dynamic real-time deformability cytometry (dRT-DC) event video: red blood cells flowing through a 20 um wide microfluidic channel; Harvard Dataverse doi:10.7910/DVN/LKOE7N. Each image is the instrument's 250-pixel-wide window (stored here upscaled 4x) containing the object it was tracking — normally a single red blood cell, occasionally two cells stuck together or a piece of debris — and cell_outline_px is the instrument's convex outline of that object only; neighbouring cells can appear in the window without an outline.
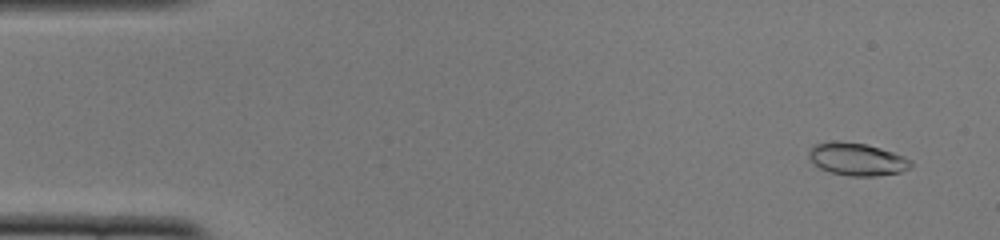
{"species": "common noctule bat (a hibernating species)", "species_latin": "Nyctalus noctula", "temperature_condition": "cold", "stored_images_in_passage": 51, "camera_frame_rate_fps": 3000, "um_per_image_px": 0.085, "animal": {"sex": "female", "body_mass_g": 22.0, "forearm_length_mm": 56.7}, "frame": {"image": 1, "passage_image": 3, "time_ms": 0.667, "image_size_px": [1000, 240], "cell_outline_px": [[912, 164], [908, 168], [900, 172], [876, 176], [852, 176], [828, 172], [820, 168], [808, 156], [808, 152], [812, 144], [836, 140], [864, 144], [880, 148], [904, 156], [912, 160]], "centroid_in_image_um": [72.82, 13.52], "position_along_channel_um": 12.2, "area_um2": 19.36}}
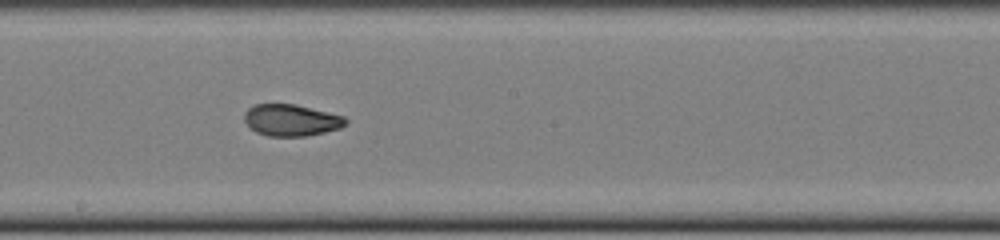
{"frame": {"image": 2, "passage_image": 28, "time_ms": 9.0, "image_size_px": [1000, 240], "cell_outline_px": [[348, 120], [340, 128], [324, 132], [304, 136], [268, 136], [256, 132], [248, 128], [244, 120], [244, 112], [248, 108], [256, 104], [296, 104], [344, 116]], "centroid_in_image_um": [24.71, 10.21], "position_along_channel_um": 223.5, "area_um2": 18.73}}
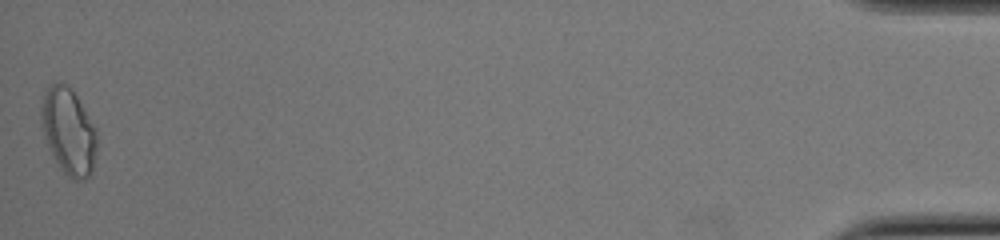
{"frame": {"image": 3, "passage_image": 51, "time_ms": 16.667, "image_size_px": [1000, 240], "cell_outline_px": [[96, 156], [92, 176], [84, 180], [72, 180], [60, 168], [48, 148], [44, 136], [40, 116], [40, 104], [44, 92], [48, 84], [64, 84], [76, 96], [96, 128]], "centroid_in_image_um": [5.82, 11.22], "position_along_channel_um": 429.4, "area_um2": 28.15}, "authors_computed_cell_mechanics": {"area_um2": 19.2474, "velocity_mm_per_s": 3.9048, "shape_relaxation_time_tau1_ms": 3.9212, "shape_relaxation_time_tau2_ms": 1.2488, "deformation_change_tau1": 0.1395, "deformation_change_tau2": 0.0521}}